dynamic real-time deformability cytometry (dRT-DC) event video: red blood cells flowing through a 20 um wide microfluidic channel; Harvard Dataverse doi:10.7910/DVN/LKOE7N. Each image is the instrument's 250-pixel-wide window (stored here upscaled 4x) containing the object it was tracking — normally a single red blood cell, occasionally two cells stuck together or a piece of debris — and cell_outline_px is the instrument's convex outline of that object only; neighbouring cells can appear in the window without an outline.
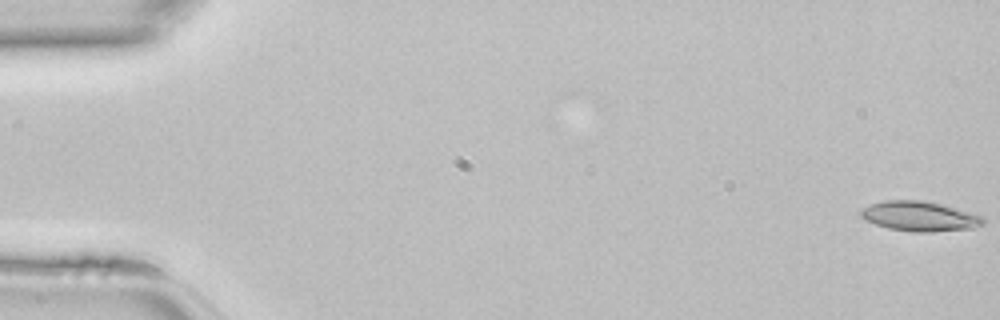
{"species": "common noctule bat (a hibernating species)", "species_latin": "Nyctalus noctula", "temperature_condition": "room temperature", "stored_images_in_passage": 46, "camera_frame_rate_fps": 3000, "um_per_image_px": 0.085, "animal": {"sex": "female", "body_mass_g": 22.7, "forearm_length_mm": 54.2}, "frame": {"image": 1, "passage_image": 1, "time_ms": 0.0, "image_size_px": [1000, 320], "cell_outline_px": [[984, 224], [972, 228], [932, 232], [912, 232], [888, 228], [864, 220], [860, 216], [860, 212], [864, 208], [872, 204], [884, 200], [920, 200], [940, 204], [984, 216]], "centroid_in_image_um": [78.17, 18.39], "position_along_channel_um": 6.8, "area_um2": 21.15}}
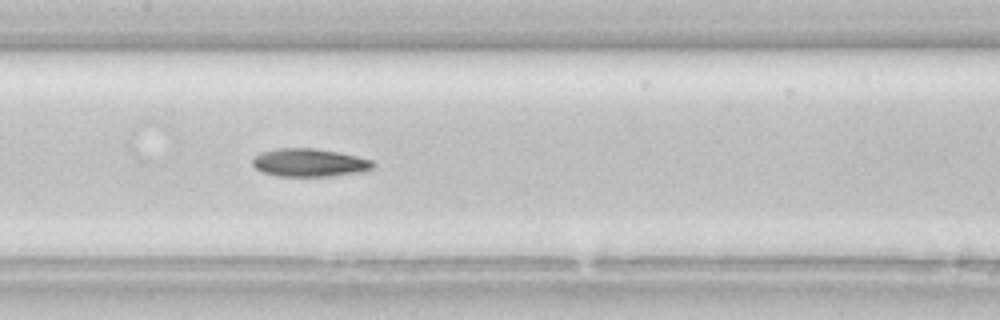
{"frame": {"image": 2, "passage_image": 23, "time_ms": 7.333, "image_size_px": [1000, 320], "cell_outline_px": [[376, 164], [372, 168], [364, 172], [328, 176], [276, 176], [264, 172], [256, 168], [252, 164], [252, 156], [260, 152], [280, 148], [312, 148], [336, 152], [356, 156], [372, 160]], "centroid_in_image_um": [26.28, 13.83], "position_along_channel_um": 181.1, "area_um2": 19.71}}
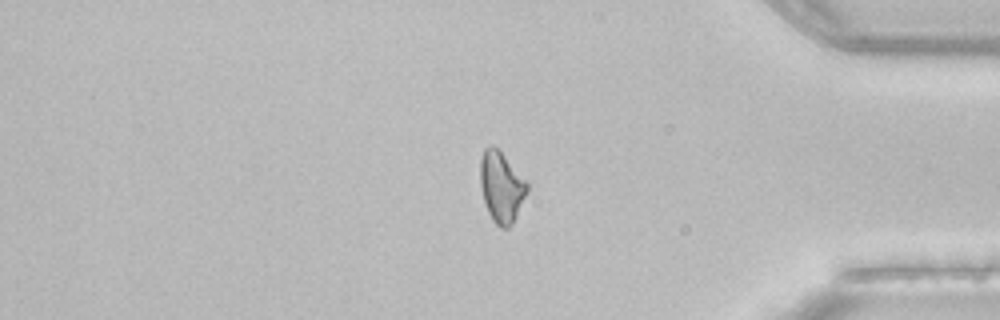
{"frame": {"image": 3, "passage_image": 39, "time_ms": 12.667, "image_size_px": [1000, 320], "cell_outline_px": [[528, 192], [512, 224], [508, 228], [500, 228], [492, 220], [488, 212], [484, 200], [480, 184], [480, 160], [484, 148], [488, 144], [492, 144], [528, 180]], "centroid_in_image_um": [42.63, 15.88], "position_along_channel_um": 392.6, "area_um2": 19.48}}